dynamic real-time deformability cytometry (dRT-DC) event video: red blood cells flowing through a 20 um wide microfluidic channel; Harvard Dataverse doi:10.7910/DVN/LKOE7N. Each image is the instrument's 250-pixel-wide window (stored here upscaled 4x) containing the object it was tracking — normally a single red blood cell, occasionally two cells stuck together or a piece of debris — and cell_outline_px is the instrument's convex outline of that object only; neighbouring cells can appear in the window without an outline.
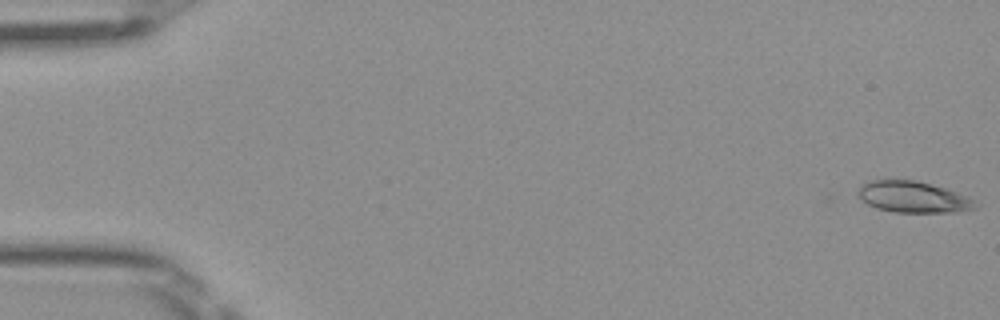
{"species": "Egyptian fruit bat (a non-hibernating species)", "species_latin": "Rousettus aegyptiacus", "temperature_condition": "room temperature", "stored_images_in_passage": 50, "camera_frame_rate_fps": 3000, "um_per_image_px": 0.085, "frame": {"image": 1, "passage_image": 1, "time_ms": 0.0, "image_size_px": [1000, 320], "cell_outline_px": [[980, 204], [976, 208], [956, 212], [896, 212], [876, 208], [868, 204], [856, 192], [860, 184], [868, 180], [888, 176], [916, 180], [944, 188], [968, 196]], "centroid_in_image_um": [77.56, 16.69], "position_along_channel_um": 7.4, "area_um2": 22.08}}
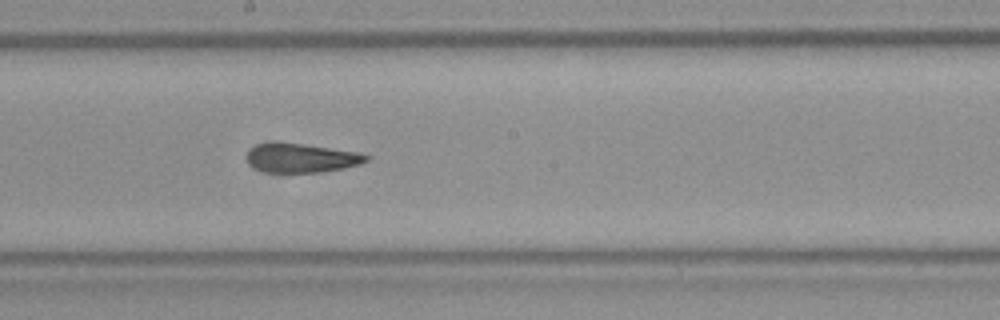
{"frame": {"image": 2, "passage_image": 28, "time_ms": 9.0, "image_size_px": [1000, 320], "cell_outline_px": [[372, 156], [368, 160], [360, 164], [344, 168], [320, 172], [264, 172], [248, 164], [248, 152], [256, 144], [304, 144], [360, 152]], "centroid_in_image_um": [25.69, 13.45], "position_along_channel_um": 222.5, "area_um2": 19.88}}
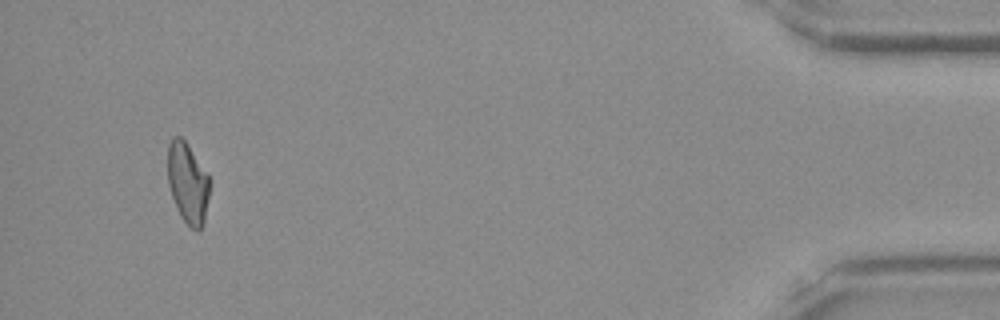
{"frame": {"image": 3, "passage_image": 48, "time_ms": 15.667, "image_size_px": [1000, 320], "cell_outline_px": [[208, 196], [204, 220], [200, 232], [196, 232], [180, 216], [176, 208], [168, 184], [168, 144], [172, 136], [180, 136], [184, 140], [208, 176]], "centroid_in_image_um": [15.92, 15.58], "position_along_channel_um": 419.3, "area_um2": 19.31}, "authors_computed_cell_mechanics": {"area_um2": 20.8947, "velocity_mm_per_s": 4.0543, "shape_relaxation_time_tau1_ms": null, "shape_relaxation_time_tau2_ms": 3.3278, "deformation_change_tau1": null, "deformation_change_tau2": 0.1014}}